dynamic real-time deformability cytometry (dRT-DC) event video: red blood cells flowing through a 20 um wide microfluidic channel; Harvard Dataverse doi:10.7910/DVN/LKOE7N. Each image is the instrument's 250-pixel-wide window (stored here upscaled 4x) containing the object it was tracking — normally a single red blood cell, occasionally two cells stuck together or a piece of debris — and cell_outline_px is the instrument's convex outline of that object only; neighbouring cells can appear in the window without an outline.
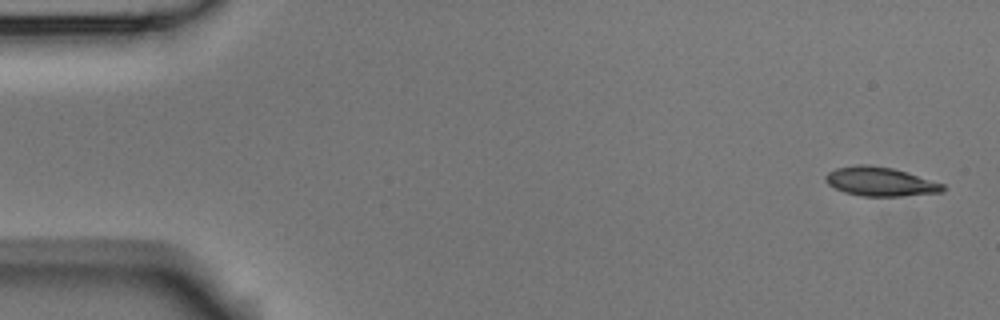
{"species": "Egyptian fruit bat (a non-hibernating species)", "species_latin": "Rousettus aegyptiacus", "temperature_condition": "room temperature", "stored_images_in_passage": 4, "camera_frame_rate_fps": 3000, "um_per_image_px": 0.085, "animal": {"sex": "male"}, "frame": {"image": 1, "passage_image": 1, "time_ms": 0.0, "image_size_px": [1000, 320], "cell_outline_px": [[948, 188], [944, 192], [904, 196], [860, 196], [844, 192], [828, 184], [824, 180], [824, 176], [828, 172], [836, 168], [856, 164], [868, 164], [892, 168], [908, 172], [944, 184]], "centroid_in_image_um": [74.84, 15.43], "position_along_channel_um": 10.2, "area_um2": 20.11}}
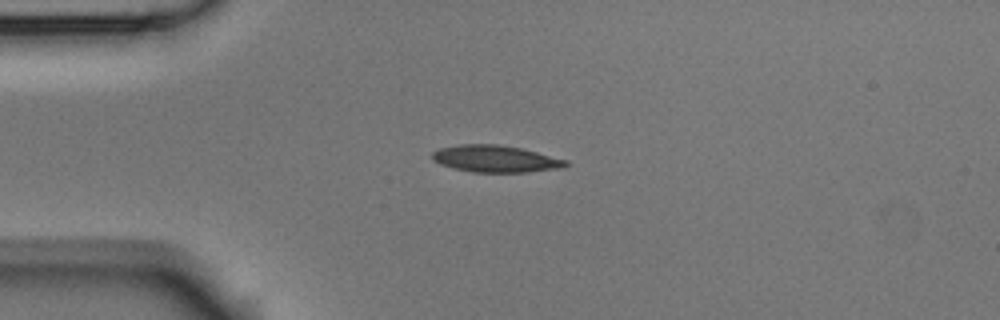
{"frame": {"image": 2, "passage_image": 4, "time_ms": 1.0, "image_size_px": [1000, 320], "cell_outline_px": [[572, 164], [564, 168], [528, 172], [472, 172], [452, 168], [440, 164], [432, 160], [432, 152], [440, 148], [460, 144], [496, 144], [520, 148], [568, 160]], "centroid_in_image_um": [42.14, 13.51], "position_along_channel_um": 42.9, "area_um2": 21.1}}